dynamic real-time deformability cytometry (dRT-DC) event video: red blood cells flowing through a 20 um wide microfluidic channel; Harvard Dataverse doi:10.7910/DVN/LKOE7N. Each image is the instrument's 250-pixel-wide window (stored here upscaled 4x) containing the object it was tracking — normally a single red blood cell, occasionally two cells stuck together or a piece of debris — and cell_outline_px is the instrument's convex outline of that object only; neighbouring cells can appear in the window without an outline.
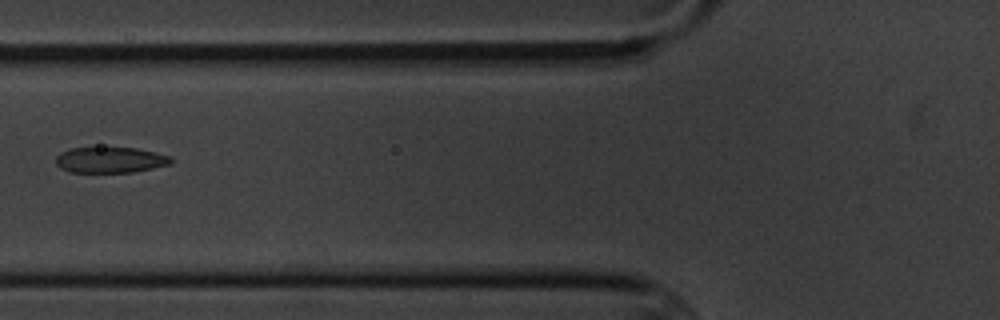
{"species": "common noctule bat (a hibernating species)", "species_latin": "Nyctalus noctula", "temperature_condition": "cold", "stored_images_in_passage": 9, "camera_frame_rate_fps": 3000, "um_per_image_px": 0.085, "animal": {"sex": "male", "body_mass_g": 20.1, "forearm_length_mm": 53.5}, "frame": {"image": 1, "passage_image": 4, "time_ms": 3.667, "image_size_px": [1000, 320], "cell_outline_px": [[172, 164], [132, 172], [68, 172], [60, 168], [56, 164], [56, 156], [60, 152], [72, 148], [136, 148], [156, 152], [172, 156]], "centroid_in_image_um": [9.38, 13.6], "position_along_channel_um": 116.4, "area_um2": 17.34}}
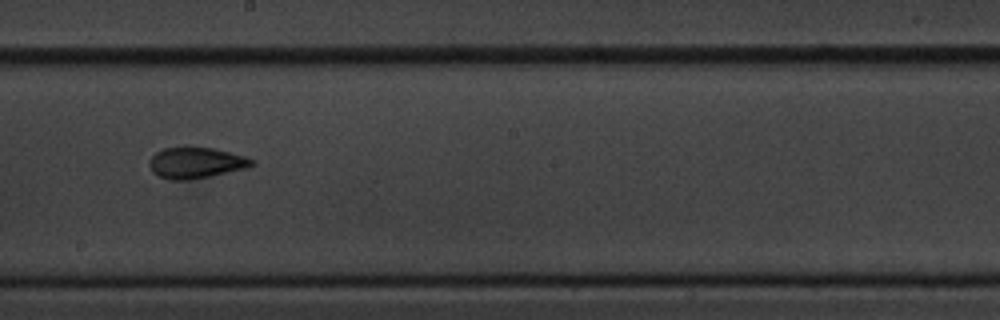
{"frame": {"image": 2, "passage_image": 7, "time_ms": 7.0, "image_size_px": [1000, 320], "cell_outline_px": [[256, 164], [248, 168], [188, 180], [168, 180], [156, 176], [152, 172], [148, 164], [152, 156], [156, 152], [164, 148], [184, 144], [188, 144], [212, 148], [244, 156], [256, 160]], "centroid_in_image_um": [16.62, 13.8], "position_along_channel_um": 231.6, "area_um2": 19.19}}
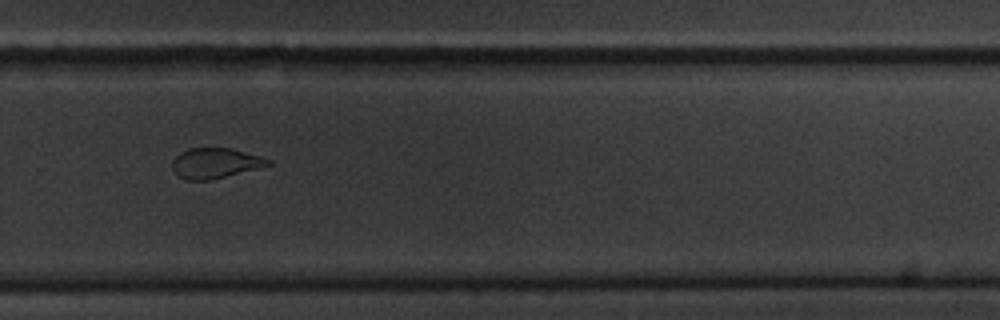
{"frame": {"image": 3, "passage_image": 9, "time_ms": 9.333, "image_size_px": [1000, 320], "cell_outline_px": [[272, 164], [208, 180], [188, 180], [180, 176], [172, 168], [172, 160], [180, 152], [188, 148], [228, 148], [260, 156], [272, 160]], "centroid_in_image_um": [18.26, 13.85], "position_along_channel_um": 311.5, "area_um2": 16.47}}